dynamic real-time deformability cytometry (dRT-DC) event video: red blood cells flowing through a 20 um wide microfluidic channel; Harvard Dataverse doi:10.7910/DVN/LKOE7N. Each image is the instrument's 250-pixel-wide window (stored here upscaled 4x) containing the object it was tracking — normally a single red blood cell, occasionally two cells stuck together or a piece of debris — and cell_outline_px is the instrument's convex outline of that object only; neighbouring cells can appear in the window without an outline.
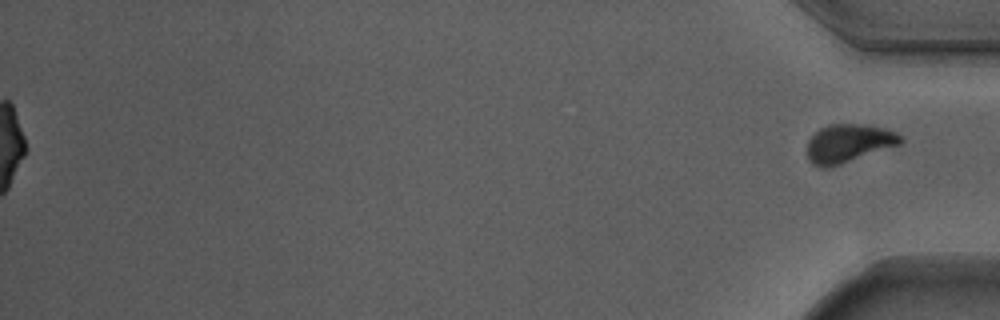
{"species": "Egyptian fruit bat (a non-hibernating species)", "species_latin": "Rousettus aegyptiacus", "temperature_condition": "warm", "stored_images_in_passage": 51, "segment_of_instrument_passage": [2, 2], "camera_frame_rate_fps": 3000, "um_per_image_px": 0.085, "animal": {"sex": "male"}, "frame": {"image": 1, "passage_image": 51, "time_ms": 16.667, "image_size_px": [1000, 320], "cell_outline_px": [[904, 140], [900, 144], [828, 168], [820, 168], [812, 164], [808, 156], [808, 140], [820, 128], [828, 124], [868, 124], [884, 128], [896, 132]], "centroid_in_image_um": [72.12, 12.17], "position_along_channel_um": 363.1, "area_um2": 20.75}}